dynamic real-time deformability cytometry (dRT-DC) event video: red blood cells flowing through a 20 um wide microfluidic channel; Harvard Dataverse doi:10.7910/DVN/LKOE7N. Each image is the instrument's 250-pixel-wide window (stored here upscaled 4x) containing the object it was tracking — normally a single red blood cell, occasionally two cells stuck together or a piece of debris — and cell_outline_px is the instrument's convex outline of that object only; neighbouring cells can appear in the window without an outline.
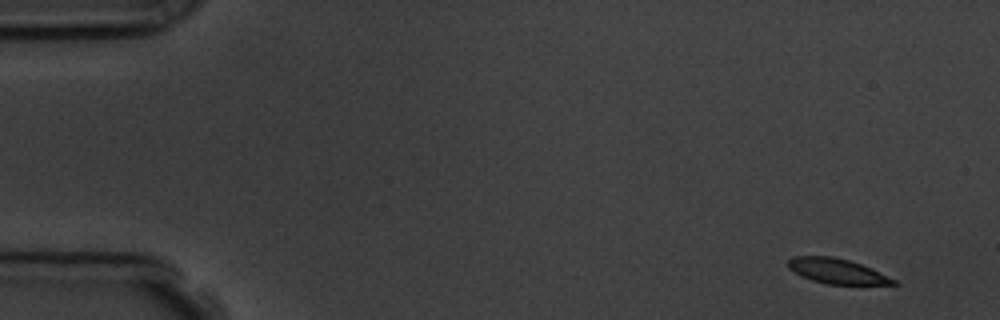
{"species": "common noctule bat (a hibernating species)", "species_latin": "Nyctalus noctula", "temperature_condition": "room temperature", "stored_images_in_passage": 4, "camera_frame_rate_fps": 3000, "um_per_image_px": 0.085, "animal": {"sex": "male", "body_mass_g": 19.5, "forearm_length_mm": 54.6}, "frame": {"image": 1, "passage_image": 1, "time_ms": 0.0, "image_size_px": [1000, 320], "cell_outline_px": [[900, 284], [828, 284], [812, 280], [800, 276], [788, 268], [788, 260], [792, 256], [832, 256], [848, 260], [872, 268], [896, 280]], "centroid_in_image_um": [71.12, 23.04], "position_along_channel_um": 13.9, "area_um2": 15.32}}
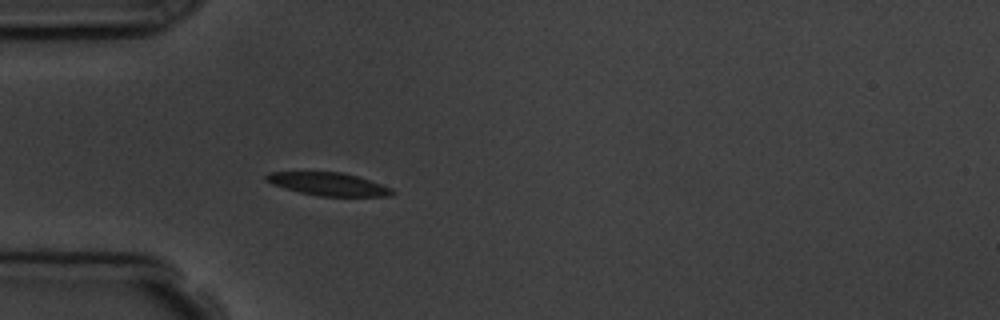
{"frame": {"image": 2, "passage_image": 4, "time_ms": 4.333, "image_size_px": [1000, 320], "cell_outline_px": [[396, 192], [392, 196], [320, 196], [300, 192], [284, 188], [272, 184], [264, 180], [264, 176], [272, 172], [340, 172], [356, 176], [392, 188]], "centroid_in_image_um": [27.9, 15.65], "position_along_channel_um": 57.1, "area_um2": 16.7}}